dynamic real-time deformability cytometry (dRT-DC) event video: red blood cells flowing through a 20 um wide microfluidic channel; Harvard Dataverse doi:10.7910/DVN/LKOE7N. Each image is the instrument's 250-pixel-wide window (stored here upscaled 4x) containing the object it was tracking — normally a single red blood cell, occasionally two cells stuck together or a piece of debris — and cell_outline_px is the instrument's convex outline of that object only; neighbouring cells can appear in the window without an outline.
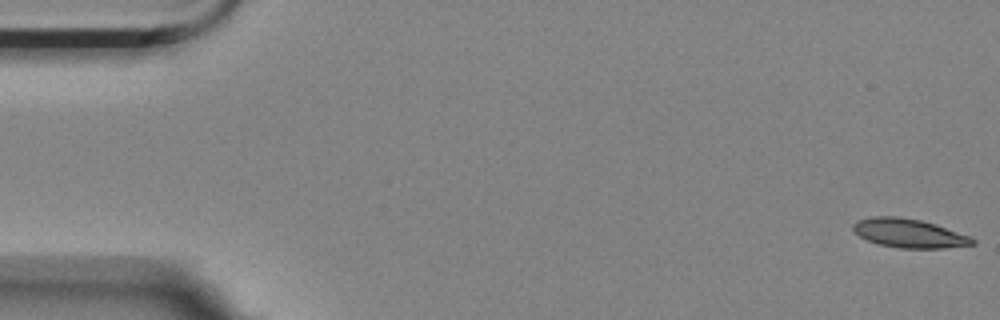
{"species": "Egyptian fruit bat (a non-hibernating species)", "species_latin": "Rousettus aegyptiacus", "temperature_condition": "room temperature", "stored_images_in_passage": 58, "camera_frame_rate_fps": 3000, "um_per_image_px": 0.085, "animal": {"sex": "female"}, "frame": {"image": 1, "passage_image": 1, "time_ms": 0.0, "image_size_px": [1000, 320], "cell_outline_px": [[976, 244], [944, 248], [900, 248], [880, 244], [868, 240], [860, 236], [852, 228], [852, 224], [856, 220], [872, 216], [900, 216], [920, 220], [936, 224], [972, 236], [976, 240]], "centroid_in_image_um": [77.3, 19.81], "position_along_channel_um": 7.7, "area_um2": 20.23}}
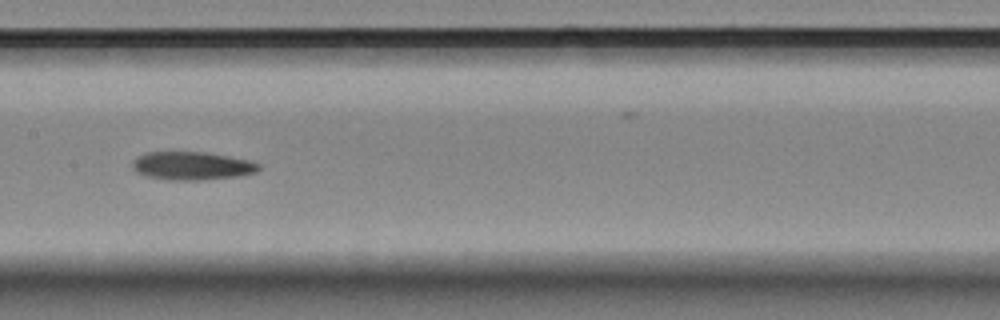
{"frame": {"image": 2, "passage_image": 28, "time_ms": 9.0, "image_size_px": [1000, 320], "cell_outline_px": [[260, 168], [256, 172], [240, 176], [200, 180], [168, 180], [148, 176], [136, 172], [132, 168], [132, 160], [136, 156], [144, 152], [204, 152], [248, 160], [260, 164]], "centroid_in_image_um": [16.27, 14.09], "position_along_channel_um": 191.1, "area_um2": 20.81}}
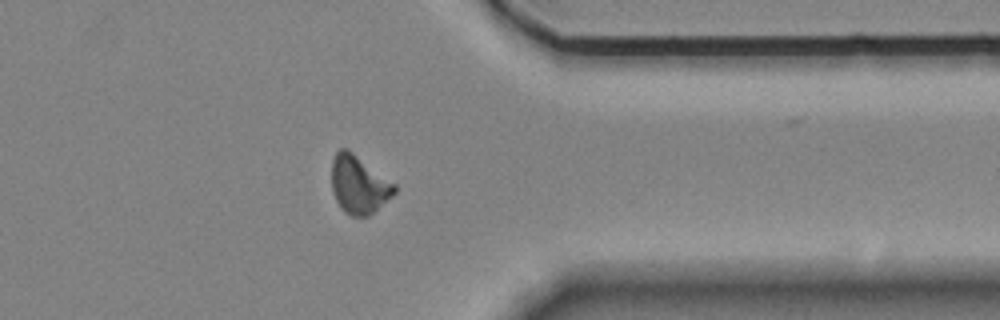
{"frame": {"image": 3, "passage_image": 45, "time_ms": 14.667, "image_size_px": [1000, 320], "cell_outline_px": [[396, 192], [392, 196], [368, 216], [352, 216], [344, 212], [336, 200], [332, 192], [332, 160], [336, 152], [340, 148], [348, 148], [396, 184]], "centroid_in_image_um": [30.49, 15.67], "position_along_channel_um": 380.9, "area_um2": 21.27}}